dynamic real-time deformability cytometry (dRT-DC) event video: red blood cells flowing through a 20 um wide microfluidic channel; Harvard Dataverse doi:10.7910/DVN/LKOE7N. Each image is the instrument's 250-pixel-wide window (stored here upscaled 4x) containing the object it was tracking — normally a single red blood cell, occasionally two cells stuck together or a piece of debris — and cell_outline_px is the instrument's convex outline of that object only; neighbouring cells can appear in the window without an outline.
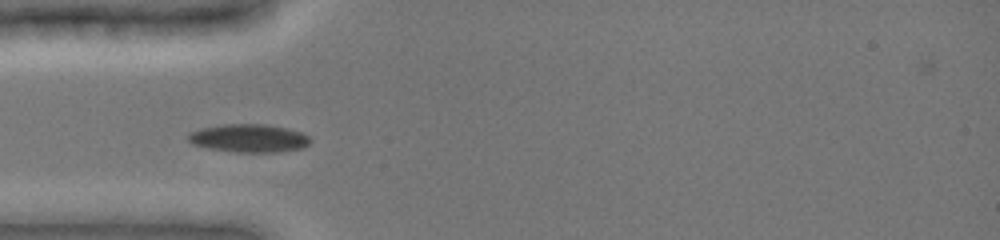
{"species": "common noctule bat (a hibernating species)", "species_latin": "Nyctalus noctula", "temperature_condition": "cold", "stored_images_in_passage": 15, "camera_frame_rate_fps": 3000, "um_per_image_px": 0.085, "animal": {"sex": "female", "body_mass_g": 19.0, "forearm_length_mm": 51.5}, "frame": {"image": 1, "passage_image": 3, "time_ms": 0.667, "image_size_px": [1000, 240], "cell_outline_px": [[312, 140], [308, 144], [300, 148], [276, 152], [236, 152], [208, 148], [192, 144], [188, 140], [188, 132], [200, 128], [224, 124], [268, 124], [288, 128], [300, 132], [308, 136]], "centroid_in_image_um": [21.13, 11.74], "position_along_channel_um": 63.9, "area_um2": 20.06}}
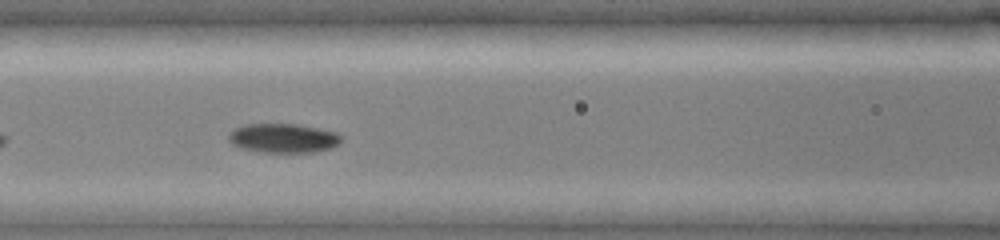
{"frame": {"image": 2, "passage_image": 9, "time_ms": 2.667, "image_size_px": [1000, 240], "cell_outline_px": [[344, 136], [340, 144], [332, 148], [316, 152], [260, 152], [240, 148], [232, 144], [228, 140], [228, 136], [236, 128], [244, 124], [296, 124], [336, 132]], "centroid_in_image_um": [24.11, 11.75], "position_along_channel_um": 142.5, "area_um2": 19.31}}
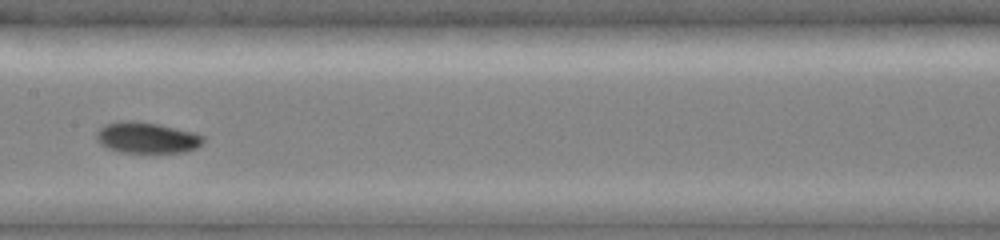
{"frame": {"image": 3, "passage_image": 13, "time_ms": 4.0, "image_size_px": [1000, 240], "cell_outline_px": [[204, 140], [196, 148], [184, 152], [120, 152], [108, 148], [100, 144], [96, 140], [96, 132], [104, 124], [120, 120], [136, 120], [160, 124], [192, 132], [204, 136]], "centroid_in_image_um": [12.43, 11.68], "position_along_channel_um": 195.0, "area_um2": 19.42}}